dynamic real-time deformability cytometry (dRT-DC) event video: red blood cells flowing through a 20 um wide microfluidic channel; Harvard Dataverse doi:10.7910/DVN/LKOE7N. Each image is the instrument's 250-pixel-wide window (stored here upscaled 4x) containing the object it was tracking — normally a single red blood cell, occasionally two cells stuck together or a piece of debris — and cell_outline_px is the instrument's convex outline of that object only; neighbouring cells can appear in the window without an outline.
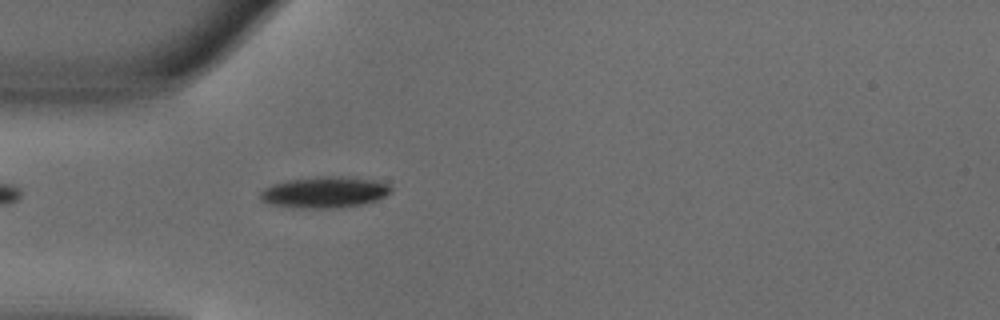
{"species": "common noctule bat (a hibernating species)", "species_latin": "Nyctalus noctula", "temperature_condition": "warm", "stored_images_in_passage": 39, "camera_frame_rate_fps": 3000, "um_per_image_px": 0.085, "animal": {"sex": "male", "body_mass_g": 18.8}, "frame": {"image": 1, "passage_image": 4, "time_ms": 1.0, "image_size_px": [1000, 320], "cell_outline_px": [[392, 192], [376, 200], [364, 204], [336, 208], [292, 208], [268, 204], [260, 200], [260, 192], [264, 188], [272, 184], [288, 180], [316, 176], [344, 176], [376, 180], [388, 184], [392, 188]], "centroid_in_image_um": [27.57, 16.34], "position_along_channel_um": 57.4, "area_um2": 24.16}}
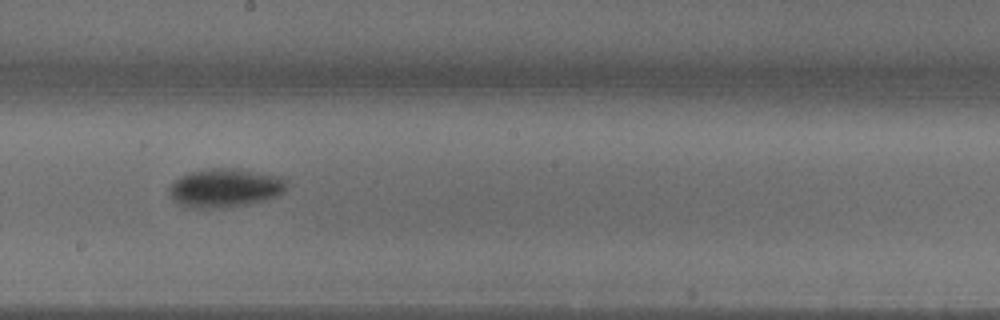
{"frame": {"image": 2, "passage_image": 17, "time_ms": 5.333, "image_size_px": [1000, 320], "cell_outline_px": [[288, 188], [284, 192], [276, 196], [264, 200], [248, 204], [216, 208], [196, 208], [180, 204], [168, 192], [168, 188], [180, 176], [188, 172], [204, 168], [240, 168], [280, 176], [288, 180]], "centroid_in_image_um": [19.18, 15.94], "position_along_channel_um": 229.0, "area_um2": 26.7}}
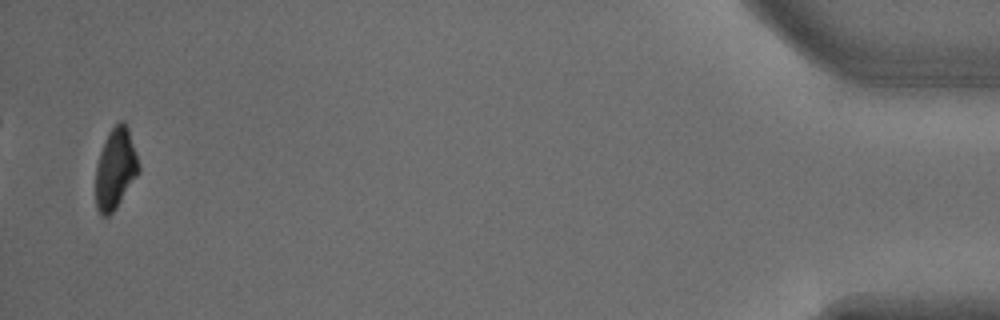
{"frame": {"image": 3, "passage_image": 38, "time_ms": 12.333, "image_size_px": [1000, 320], "cell_outline_px": [[140, 172], [116, 208], [108, 216], [100, 216], [96, 204], [96, 168], [100, 152], [104, 140], [108, 132], [120, 120], [124, 120], [128, 128], [140, 164]], "centroid_in_image_um": [9.83, 14.33], "position_along_channel_um": 425.4, "area_um2": 20.35}, "authors_computed_cell_mechanics": {"area_um2": 23.987, "velocity_mm_per_s": 4.0393, "shape_relaxation_time_tau1_ms": 3.1571, "shape_relaxation_time_tau2_ms": null, "deformation_change_tau1": 0.157, "deformation_change_tau2": null}}